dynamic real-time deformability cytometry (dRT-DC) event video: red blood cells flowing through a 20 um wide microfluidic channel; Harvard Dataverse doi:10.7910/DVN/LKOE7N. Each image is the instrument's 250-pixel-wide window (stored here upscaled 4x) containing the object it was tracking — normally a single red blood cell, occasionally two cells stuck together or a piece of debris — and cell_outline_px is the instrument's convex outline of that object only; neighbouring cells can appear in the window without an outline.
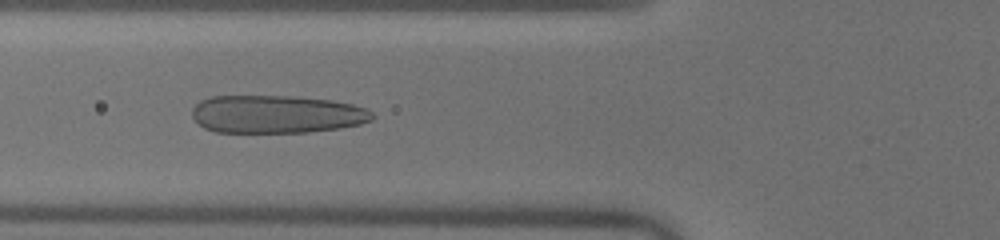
{"species": "human", "species_latin": "Homo sapiens", "temperature_condition": "warm", "stored_images_in_passage": 49, "camera_frame_rate_fps": 3000, "um_per_image_px": 0.085, "donor": {"sex": "male"}, "frame": {"image": 1, "passage_image": 18, "time_ms": 5.667, "image_size_px": [1000, 240], "cell_outline_px": [[376, 116], [372, 120], [360, 124], [340, 128], [308, 132], [216, 132], [204, 128], [192, 116], [192, 108], [200, 100], [212, 96], [292, 96], [332, 100], [352, 104], [364, 108], [372, 112]], "centroid_in_image_um": [23.51, 9.7], "position_along_channel_um": 102.3, "area_um2": 39.94}}
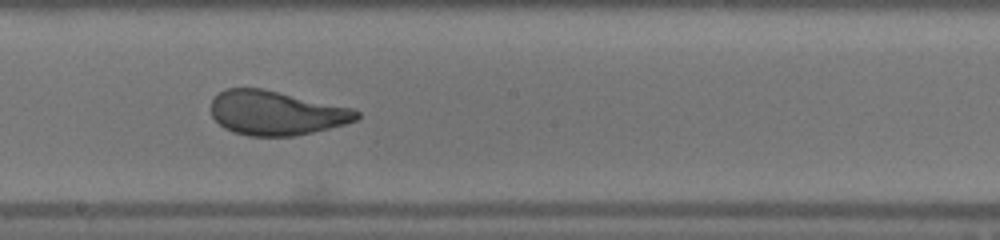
{"frame": {"image": 2, "passage_image": 27, "time_ms": 8.667, "image_size_px": [1000, 240], "cell_outline_px": [[360, 116], [356, 120], [344, 124], [312, 132], [292, 136], [248, 136], [232, 132], [224, 128], [212, 116], [212, 100], [220, 92], [228, 88], [260, 88], [352, 108], [360, 112]], "centroid_in_image_um": [23.46, 9.61], "position_along_channel_um": 224.7, "area_um2": 37.17}}
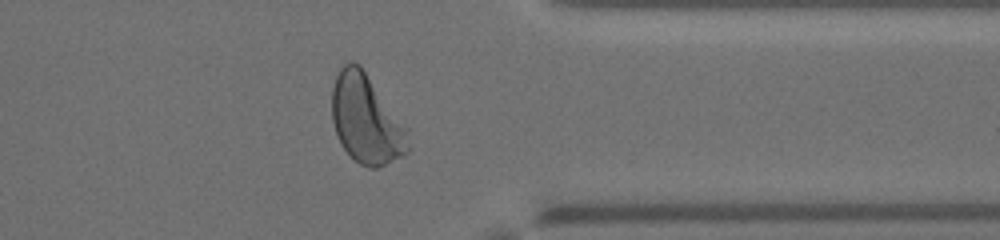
{"frame": {"image": 3, "passage_image": 39, "time_ms": 12.667, "image_size_px": [1000, 240], "cell_outline_px": [[408, 152], [404, 156], [376, 168], [368, 168], [360, 164], [344, 148], [336, 132], [332, 120], [332, 88], [336, 76], [340, 68], [344, 64], [352, 60], [360, 64], [408, 128]], "centroid_in_image_um": [31.14, 10.12], "position_along_channel_um": 380.3, "area_um2": 39.48}, "authors_computed_cell_mechanics": {"area_um2": 39.9398, "velocity_mm_per_s": 4.0781, "shape_relaxation_time_tau1_ms": 4.8896, "shape_relaxation_time_tau2_ms": null, "deformation_change_tau1": 0.2292, "deformation_change_tau2": null}}